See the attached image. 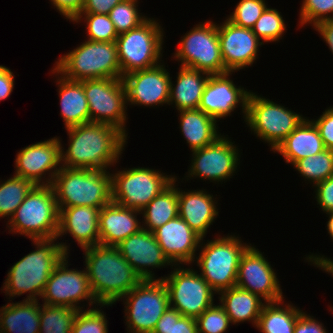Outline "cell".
I'll use <instances>...</instances> for the list:
<instances>
[{"label":"cell","instance_id":"6da1fadb","mask_svg":"<svg viewBox=\"0 0 333 333\" xmlns=\"http://www.w3.org/2000/svg\"><path fill=\"white\" fill-rule=\"evenodd\" d=\"M68 149L62 145V167L108 170L121 158L127 136L117 127L87 123L67 128ZM110 166V167H109Z\"/></svg>","mask_w":333,"mask_h":333},{"label":"cell","instance_id":"7a4b0ae2","mask_svg":"<svg viewBox=\"0 0 333 333\" xmlns=\"http://www.w3.org/2000/svg\"><path fill=\"white\" fill-rule=\"evenodd\" d=\"M82 250L90 289L99 305L115 304L142 280L116 247L95 245Z\"/></svg>","mask_w":333,"mask_h":333},{"label":"cell","instance_id":"3957f363","mask_svg":"<svg viewBox=\"0 0 333 333\" xmlns=\"http://www.w3.org/2000/svg\"><path fill=\"white\" fill-rule=\"evenodd\" d=\"M56 240L58 238L31 240L36 249L14 263L4 280L1 290L9 300L27 292L24 300L41 298L54 268L65 255H69L67 243Z\"/></svg>","mask_w":333,"mask_h":333},{"label":"cell","instance_id":"277c9868","mask_svg":"<svg viewBox=\"0 0 333 333\" xmlns=\"http://www.w3.org/2000/svg\"><path fill=\"white\" fill-rule=\"evenodd\" d=\"M112 173L109 170L62 167L53 179L58 208L88 206L102 208L112 202Z\"/></svg>","mask_w":333,"mask_h":333},{"label":"cell","instance_id":"5b68a950","mask_svg":"<svg viewBox=\"0 0 333 333\" xmlns=\"http://www.w3.org/2000/svg\"><path fill=\"white\" fill-rule=\"evenodd\" d=\"M54 69L69 80L122 79L117 45L112 42L85 40L75 49L61 55Z\"/></svg>","mask_w":333,"mask_h":333},{"label":"cell","instance_id":"8992f818","mask_svg":"<svg viewBox=\"0 0 333 333\" xmlns=\"http://www.w3.org/2000/svg\"><path fill=\"white\" fill-rule=\"evenodd\" d=\"M240 238L235 234L218 235L204 244V239H201L200 251L194 262L200 269L199 274L217 294L236 286L241 256L250 246Z\"/></svg>","mask_w":333,"mask_h":333},{"label":"cell","instance_id":"52a82bcc","mask_svg":"<svg viewBox=\"0 0 333 333\" xmlns=\"http://www.w3.org/2000/svg\"><path fill=\"white\" fill-rule=\"evenodd\" d=\"M6 223L9 233L31 240L56 238L59 208L51 185H35Z\"/></svg>","mask_w":333,"mask_h":333},{"label":"cell","instance_id":"ba28073f","mask_svg":"<svg viewBox=\"0 0 333 333\" xmlns=\"http://www.w3.org/2000/svg\"><path fill=\"white\" fill-rule=\"evenodd\" d=\"M163 29L158 20L149 17L137 28L118 35L115 42L122 77L136 70L155 67L163 61Z\"/></svg>","mask_w":333,"mask_h":333},{"label":"cell","instance_id":"9c48e42d","mask_svg":"<svg viewBox=\"0 0 333 333\" xmlns=\"http://www.w3.org/2000/svg\"><path fill=\"white\" fill-rule=\"evenodd\" d=\"M288 107L250 91L247 100L245 123L256 137L276 147L305 119Z\"/></svg>","mask_w":333,"mask_h":333},{"label":"cell","instance_id":"30bf717a","mask_svg":"<svg viewBox=\"0 0 333 333\" xmlns=\"http://www.w3.org/2000/svg\"><path fill=\"white\" fill-rule=\"evenodd\" d=\"M125 326L129 333H152L169 308V297L162 279L141 280L123 298Z\"/></svg>","mask_w":333,"mask_h":333},{"label":"cell","instance_id":"8fae6325","mask_svg":"<svg viewBox=\"0 0 333 333\" xmlns=\"http://www.w3.org/2000/svg\"><path fill=\"white\" fill-rule=\"evenodd\" d=\"M181 38L173 53L181 66L209 75L228 72L221 54L217 23L209 20L196 24Z\"/></svg>","mask_w":333,"mask_h":333},{"label":"cell","instance_id":"7c38bea8","mask_svg":"<svg viewBox=\"0 0 333 333\" xmlns=\"http://www.w3.org/2000/svg\"><path fill=\"white\" fill-rule=\"evenodd\" d=\"M111 174L112 202L141 211L154 197L168 187L176 176L161 171L134 167Z\"/></svg>","mask_w":333,"mask_h":333},{"label":"cell","instance_id":"4fadbf2b","mask_svg":"<svg viewBox=\"0 0 333 333\" xmlns=\"http://www.w3.org/2000/svg\"><path fill=\"white\" fill-rule=\"evenodd\" d=\"M174 267H171L174 270L167 274L168 276L157 279H162L166 285L170 307L182 316L196 319L214 304V294L217 293L192 267Z\"/></svg>","mask_w":333,"mask_h":333},{"label":"cell","instance_id":"5bb4252c","mask_svg":"<svg viewBox=\"0 0 333 333\" xmlns=\"http://www.w3.org/2000/svg\"><path fill=\"white\" fill-rule=\"evenodd\" d=\"M81 82L88 101L90 122L113 125L128 137L126 90L122 79H86Z\"/></svg>","mask_w":333,"mask_h":333},{"label":"cell","instance_id":"9a60e30c","mask_svg":"<svg viewBox=\"0 0 333 333\" xmlns=\"http://www.w3.org/2000/svg\"><path fill=\"white\" fill-rule=\"evenodd\" d=\"M68 257L69 255H65L54 268L40 299L43 304L64 306L76 310L85 309L84 301L90 308L94 304L96 307L99 303L90 289L86 268L84 267V270L69 269ZM81 302L83 306L79 305Z\"/></svg>","mask_w":333,"mask_h":333},{"label":"cell","instance_id":"2e32d148","mask_svg":"<svg viewBox=\"0 0 333 333\" xmlns=\"http://www.w3.org/2000/svg\"><path fill=\"white\" fill-rule=\"evenodd\" d=\"M239 152L234 141L223 134L212 144L192 151L191 166L184 178L188 181L198 177L215 184L230 180L238 171Z\"/></svg>","mask_w":333,"mask_h":333},{"label":"cell","instance_id":"e0dca14e","mask_svg":"<svg viewBox=\"0 0 333 333\" xmlns=\"http://www.w3.org/2000/svg\"><path fill=\"white\" fill-rule=\"evenodd\" d=\"M59 138L53 137L22 148L15 158L14 175L31 180L35 185H51L62 168V140Z\"/></svg>","mask_w":333,"mask_h":333},{"label":"cell","instance_id":"ac0fdd59","mask_svg":"<svg viewBox=\"0 0 333 333\" xmlns=\"http://www.w3.org/2000/svg\"><path fill=\"white\" fill-rule=\"evenodd\" d=\"M236 287L258 295L266 303L284 299L275 270L263 253L251 244L241 256Z\"/></svg>","mask_w":333,"mask_h":333},{"label":"cell","instance_id":"d6986e66","mask_svg":"<svg viewBox=\"0 0 333 333\" xmlns=\"http://www.w3.org/2000/svg\"><path fill=\"white\" fill-rule=\"evenodd\" d=\"M165 64L130 72L122 77L126 90V104L155 107L169 105L170 73Z\"/></svg>","mask_w":333,"mask_h":333},{"label":"cell","instance_id":"ffe728a7","mask_svg":"<svg viewBox=\"0 0 333 333\" xmlns=\"http://www.w3.org/2000/svg\"><path fill=\"white\" fill-rule=\"evenodd\" d=\"M225 19L224 22L217 24L225 69L237 72L245 67H251L258 59L259 46L262 47L264 43L252 32V29L236 26Z\"/></svg>","mask_w":333,"mask_h":333},{"label":"cell","instance_id":"44dd1931","mask_svg":"<svg viewBox=\"0 0 333 333\" xmlns=\"http://www.w3.org/2000/svg\"><path fill=\"white\" fill-rule=\"evenodd\" d=\"M234 72L210 75L204 87L198 109L220 121L232 115L238 105L242 108L243 118L246 116L247 100L250 90L235 85L230 76ZM219 119V120H218Z\"/></svg>","mask_w":333,"mask_h":333},{"label":"cell","instance_id":"7402d4cb","mask_svg":"<svg viewBox=\"0 0 333 333\" xmlns=\"http://www.w3.org/2000/svg\"><path fill=\"white\" fill-rule=\"evenodd\" d=\"M115 247L142 280L156 279L153 268L174 266L164 255L153 232L146 229L132 234Z\"/></svg>","mask_w":333,"mask_h":333},{"label":"cell","instance_id":"603a6c76","mask_svg":"<svg viewBox=\"0 0 333 333\" xmlns=\"http://www.w3.org/2000/svg\"><path fill=\"white\" fill-rule=\"evenodd\" d=\"M164 255L173 265L194 263L201 237L179 216L153 231Z\"/></svg>","mask_w":333,"mask_h":333},{"label":"cell","instance_id":"cb8c5ba5","mask_svg":"<svg viewBox=\"0 0 333 333\" xmlns=\"http://www.w3.org/2000/svg\"><path fill=\"white\" fill-rule=\"evenodd\" d=\"M99 211L100 208L88 206L59 208L56 238L70 234L82 249L100 245Z\"/></svg>","mask_w":333,"mask_h":333},{"label":"cell","instance_id":"d4e9b609","mask_svg":"<svg viewBox=\"0 0 333 333\" xmlns=\"http://www.w3.org/2000/svg\"><path fill=\"white\" fill-rule=\"evenodd\" d=\"M205 189L180 190L178 188V216L201 238H205L207 230L215 222L219 211L217 202Z\"/></svg>","mask_w":333,"mask_h":333},{"label":"cell","instance_id":"484cf974","mask_svg":"<svg viewBox=\"0 0 333 333\" xmlns=\"http://www.w3.org/2000/svg\"><path fill=\"white\" fill-rule=\"evenodd\" d=\"M141 211L125 208L114 202L103 206L99 211V239L100 245L117 246L121 241L142 228L137 215Z\"/></svg>","mask_w":333,"mask_h":333},{"label":"cell","instance_id":"4316f807","mask_svg":"<svg viewBox=\"0 0 333 333\" xmlns=\"http://www.w3.org/2000/svg\"><path fill=\"white\" fill-rule=\"evenodd\" d=\"M51 71L56 76L60 97V115L65 129L90 123L88 101L81 81L69 80L59 74L54 68Z\"/></svg>","mask_w":333,"mask_h":333},{"label":"cell","instance_id":"83f0119b","mask_svg":"<svg viewBox=\"0 0 333 333\" xmlns=\"http://www.w3.org/2000/svg\"><path fill=\"white\" fill-rule=\"evenodd\" d=\"M325 149L317 127L311 120L305 118L273 152L282 155L286 164L294 165L298 160L315 155Z\"/></svg>","mask_w":333,"mask_h":333},{"label":"cell","instance_id":"f1b7e54d","mask_svg":"<svg viewBox=\"0 0 333 333\" xmlns=\"http://www.w3.org/2000/svg\"><path fill=\"white\" fill-rule=\"evenodd\" d=\"M209 76L205 72L180 66L176 83L173 84L172 77L170 80L169 105H174L177 111L198 109Z\"/></svg>","mask_w":333,"mask_h":333},{"label":"cell","instance_id":"f546056e","mask_svg":"<svg viewBox=\"0 0 333 333\" xmlns=\"http://www.w3.org/2000/svg\"><path fill=\"white\" fill-rule=\"evenodd\" d=\"M182 135L190 150H196L215 142L221 135L217 120L200 109L178 111Z\"/></svg>","mask_w":333,"mask_h":333},{"label":"cell","instance_id":"4dcf8cb0","mask_svg":"<svg viewBox=\"0 0 333 333\" xmlns=\"http://www.w3.org/2000/svg\"><path fill=\"white\" fill-rule=\"evenodd\" d=\"M218 295L219 304L229 316L231 325L248 321L256 327L262 307L266 303L264 300L236 286L223 290Z\"/></svg>","mask_w":333,"mask_h":333},{"label":"cell","instance_id":"1f68e13d","mask_svg":"<svg viewBox=\"0 0 333 333\" xmlns=\"http://www.w3.org/2000/svg\"><path fill=\"white\" fill-rule=\"evenodd\" d=\"M38 301L22 300L2 306L0 308L1 333H39L41 304Z\"/></svg>","mask_w":333,"mask_h":333},{"label":"cell","instance_id":"d6a6232c","mask_svg":"<svg viewBox=\"0 0 333 333\" xmlns=\"http://www.w3.org/2000/svg\"><path fill=\"white\" fill-rule=\"evenodd\" d=\"M177 177L142 210V228L153 232L158 227L178 216Z\"/></svg>","mask_w":333,"mask_h":333},{"label":"cell","instance_id":"836d02e7","mask_svg":"<svg viewBox=\"0 0 333 333\" xmlns=\"http://www.w3.org/2000/svg\"><path fill=\"white\" fill-rule=\"evenodd\" d=\"M285 299L265 303L262 307L256 328L261 333H294L296 320L303 310Z\"/></svg>","mask_w":333,"mask_h":333},{"label":"cell","instance_id":"e575fe53","mask_svg":"<svg viewBox=\"0 0 333 333\" xmlns=\"http://www.w3.org/2000/svg\"><path fill=\"white\" fill-rule=\"evenodd\" d=\"M0 183V219L9 221L35 184L16 175Z\"/></svg>","mask_w":333,"mask_h":333},{"label":"cell","instance_id":"d590c367","mask_svg":"<svg viewBox=\"0 0 333 333\" xmlns=\"http://www.w3.org/2000/svg\"><path fill=\"white\" fill-rule=\"evenodd\" d=\"M293 167L312 187L333 175V150L325 149L298 160ZM307 179V180H306Z\"/></svg>","mask_w":333,"mask_h":333},{"label":"cell","instance_id":"8d00e7d4","mask_svg":"<svg viewBox=\"0 0 333 333\" xmlns=\"http://www.w3.org/2000/svg\"><path fill=\"white\" fill-rule=\"evenodd\" d=\"M78 311L64 306L42 304L39 333H71Z\"/></svg>","mask_w":333,"mask_h":333},{"label":"cell","instance_id":"74e56055","mask_svg":"<svg viewBox=\"0 0 333 333\" xmlns=\"http://www.w3.org/2000/svg\"><path fill=\"white\" fill-rule=\"evenodd\" d=\"M84 19V20H83ZM86 23L87 40L94 42H112L118 37L108 14L80 13L72 22Z\"/></svg>","mask_w":333,"mask_h":333},{"label":"cell","instance_id":"f35d334b","mask_svg":"<svg viewBox=\"0 0 333 333\" xmlns=\"http://www.w3.org/2000/svg\"><path fill=\"white\" fill-rule=\"evenodd\" d=\"M277 9L265 8L259 19L252 27V32L263 42H279L286 32L283 16Z\"/></svg>","mask_w":333,"mask_h":333},{"label":"cell","instance_id":"ab89813d","mask_svg":"<svg viewBox=\"0 0 333 333\" xmlns=\"http://www.w3.org/2000/svg\"><path fill=\"white\" fill-rule=\"evenodd\" d=\"M138 2V0H122L110 10L108 15L118 35L137 28L148 19L139 12Z\"/></svg>","mask_w":333,"mask_h":333},{"label":"cell","instance_id":"60d3db41","mask_svg":"<svg viewBox=\"0 0 333 333\" xmlns=\"http://www.w3.org/2000/svg\"><path fill=\"white\" fill-rule=\"evenodd\" d=\"M112 305H97L84 310H79L74 319L71 333H108V320L104 311L98 308Z\"/></svg>","mask_w":333,"mask_h":333},{"label":"cell","instance_id":"b9f144b4","mask_svg":"<svg viewBox=\"0 0 333 333\" xmlns=\"http://www.w3.org/2000/svg\"><path fill=\"white\" fill-rule=\"evenodd\" d=\"M152 333H198L196 319L182 316L169 306L158 320Z\"/></svg>","mask_w":333,"mask_h":333},{"label":"cell","instance_id":"7bdbcfd3","mask_svg":"<svg viewBox=\"0 0 333 333\" xmlns=\"http://www.w3.org/2000/svg\"><path fill=\"white\" fill-rule=\"evenodd\" d=\"M267 5L265 0H240L226 18L236 26L252 29Z\"/></svg>","mask_w":333,"mask_h":333},{"label":"cell","instance_id":"ee69618b","mask_svg":"<svg viewBox=\"0 0 333 333\" xmlns=\"http://www.w3.org/2000/svg\"><path fill=\"white\" fill-rule=\"evenodd\" d=\"M198 333H226L231 322L220 304H213L196 318Z\"/></svg>","mask_w":333,"mask_h":333},{"label":"cell","instance_id":"f6af8a7d","mask_svg":"<svg viewBox=\"0 0 333 333\" xmlns=\"http://www.w3.org/2000/svg\"><path fill=\"white\" fill-rule=\"evenodd\" d=\"M299 12V26H315L319 22L332 19L333 0H303Z\"/></svg>","mask_w":333,"mask_h":333},{"label":"cell","instance_id":"bcb514c9","mask_svg":"<svg viewBox=\"0 0 333 333\" xmlns=\"http://www.w3.org/2000/svg\"><path fill=\"white\" fill-rule=\"evenodd\" d=\"M317 120L310 119L317 127L326 149L333 150V106L328 107Z\"/></svg>","mask_w":333,"mask_h":333},{"label":"cell","instance_id":"7dc6e473","mask_svg":"<svg viewBox=\"0 0 333 333\" xmlns=\"http://www.w3.org/2000/svg\"><path fill=\"white\" fill-rule=\"evenodd\" d=\"M314 187L317 205L325 213L333 212V175Z\"/></svg>","mask_w":333,"mask_h":333},{"label":"cell","instance_id":"c3c4849f","mask_svg":"<svg viewBox=\"0 0 333 333\" xmlns=\"http://www.w3.org/2000/svg\"><path fill=\"white\" fill-rule=\"evenodd\" d=\"M322 322L310 314L301 312L296 320L294 333H328Z\"/></svg>","mask_w":333,"mask_h":333},{"label":"cell","instance_id":"681fc988","mask_svg":"<svg viewBox=\"0 0 333 333\" xmlns=\"http://www.w3.org/2000/svg\"><path fill=\"white\" fill-rule=\"evenodd\" d=\"M60 15L73 21L82 11L85 0H50Z\"/></svg>","mask_w":333,"mask_h":333},{"label":"cell","instance_id":"f907efd6","mask_svg":"<svg viewBox=\"0 0 333 333\" xmlns=\"http://www.w3.org/2000/svg\"><path fill=\"white\" fill-rule=\"evenodd\" d=\"M122 0H85L81 13L109 14Z\"/></svg>","mask_w":333,"mask_h":333},{"label":"cell","instance_id":"816d5d0a","mask_svg":"<svg viewBox=\"0 0 333 333\" xmlns=\"http://www.w3.org/2000/svg\"><path fill=\"white\" fill-rule=\"evenodd\" d=\"M14 74L10 68L0 65V101L6 100L14 89Z\"/></svg>","mask_w":333,"mask_h":333},{"label":"cell","instance_id":"f5cc1de1","mask_svg":"<svg viewBox=\"0 0 333 333\" xmlns=\"http://www.w3.org/2000/svg\"><path fill=\"white\" fill-rule=\"evenodd\" d=\"M313 29L320 34L333 54V18L319 22Z\"/></svg>","mask_w":333,"mask_h":333},{"label":"cell","instance_id":"db71d44e","mask_svg":"<svg viewBox=\"0 0 333 333\" xmlns=\"http://www.w3.org/2000/svg\"><path fill=\"white\" fill-rule=\"evenodd\" d=\"M305 260L310 262L311 265L316 266L317 268L321 269L322 271H325L328 274H331L333 277V260L330 258L325 257L324 255H318V254H310L305 257Z\"/></svg>","mask_w":333,"mask_h":333},{"label":"cell","instance_id":"11a10c76","mask_svg":"<svg viewBox=\"0 0 333 333\" xmlns=\"http://www.w3.org/2000/svg\"><path fill=\"white\" fill-rule=\"evenodd\" d=\"M326 214L329 216L326 227H327V230H328V233H329L331 239L333 240V212H329Z\"/></svg>","mask_w":333,"mask_h":333}]
</instances>
